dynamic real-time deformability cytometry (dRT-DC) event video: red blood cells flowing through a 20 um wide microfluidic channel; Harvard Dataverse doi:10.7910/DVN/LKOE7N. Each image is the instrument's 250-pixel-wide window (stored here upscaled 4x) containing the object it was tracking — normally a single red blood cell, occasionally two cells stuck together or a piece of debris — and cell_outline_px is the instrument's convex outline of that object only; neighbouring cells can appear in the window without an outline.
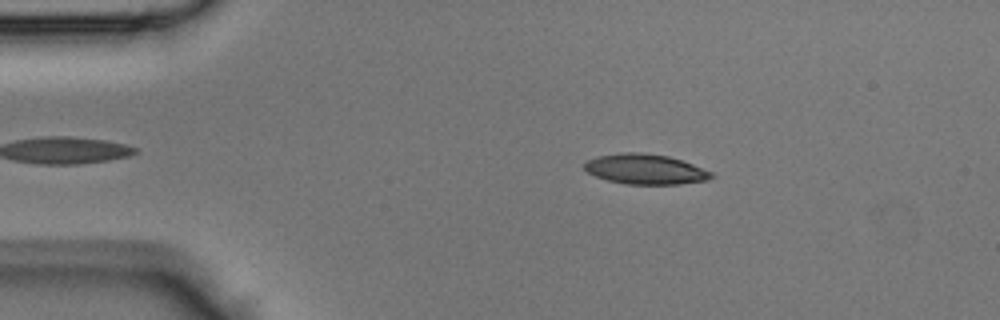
{"species": "Egyptian fruit bat (a non-hibernating species)", "species_latin": "Rousettus aegyptiacus", "temperature_condition": "room temperature", "stored_images_in_passage": 37, "camera_frame_rate_fps": 3000, "um_per_image_px": 0.085, "animal": {"sex": "male"}, "frame": {"image": 1, "passage_image": 7, "time_ms": 2.0, "image_size_px": [1000, 320], "cell_outline_px": [[716, 176], [708, 180], [680, 184], [624, 184], [608, 180], [596, 176], [588, 172], [584, 168], [584, 164], [588, 160], [600, 156], [620, 152], [640, 152], [668, 156], [692, 164], [712, 172]], "centroid_in_image_um": [54.87, 14.38], "position_along_channel_um": 30.1, "area_um2": 22.2}}
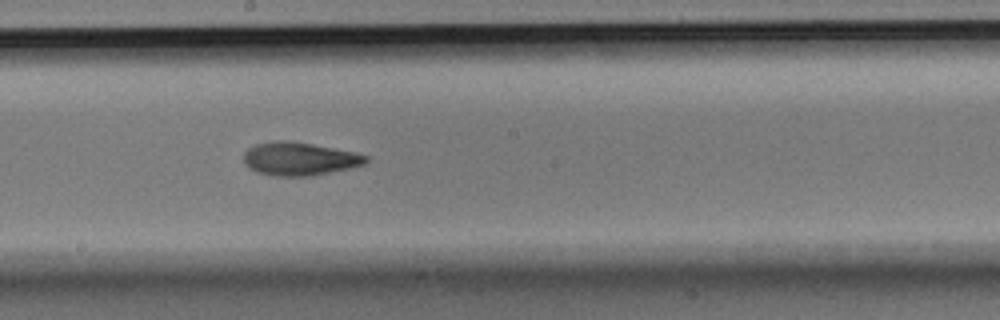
{"frame": {"image": 2, "passage_image": 23, "time_ms": 7.333, "image_size_px": [1000, 320], "cell_outline_px": [[368, 160], [364, 164], [348, 168], [312, 176], [276, 176], [256, 172], [248, 168], [244, 164], [244, 152], [248, 148], [256, 144], [280, 140], [284, 140], [312, 144], [352, 152], [368, 156]], "centroid_in_image_um": [25.4, 13.51], "position_along_channel_um": 222.8, "area_um2": 23.41}}
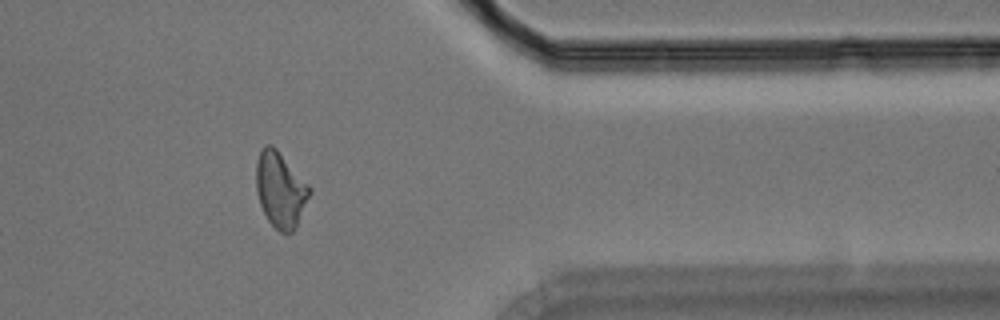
{"frame": {"image": 3, "passage_image": 35, "time_ms": 11.333, "image_size_px": [1000, 320], "cell_outline_px": [[312, 192], [296, 228], [292, 232], [280, 232], [268, 220], [260, 204], [256, 188], [256, 160], [260, 148], [264, 144], [272, 144], [276, 148], [312, 188]], "centroid_in_image_um": [23.84, 16.1], "position_along_channel_um": 387.6, "area_um2": 23.64}}